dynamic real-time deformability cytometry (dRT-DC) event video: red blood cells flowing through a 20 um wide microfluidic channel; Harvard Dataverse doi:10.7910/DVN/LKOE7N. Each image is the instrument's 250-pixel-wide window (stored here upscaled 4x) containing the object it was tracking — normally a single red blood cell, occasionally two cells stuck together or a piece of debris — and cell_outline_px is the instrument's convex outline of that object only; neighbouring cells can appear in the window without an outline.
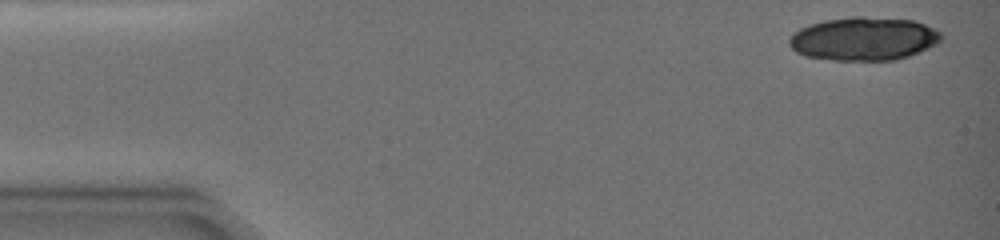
{"species": "common noctule bat (a hibernating species)", "species_latin": "Nyctalus noctula", "temperature_condition": "warm", "stored_images_in_passage": 5, "camera_frame_rate_fps": 3000, "um_per_image_px": 0.085, "animal": {"sex": "female", "body_mass_g": 19.0, "forearm_length_mm": 51.5}, "frame": {"image": 1, "passage_image": 3, "time_ms": 0.333, "image_size_px": [1000, 240], "cell_outline_px": [[944, 36], [936, 44], [928, 48], [908, 56], [896, 60], [836, 60], [804, 56], [796, 52], [788, 44], [788, 40], [800, 28], [808, 24], [824, 20], [852, 16], [864, 16], [912, 20], [924, 24], [940, 32]], "centroid_in_image_um": [73.41, 3.29], "position_along_channel_um": 11.6, "area_um2": 38.44}}